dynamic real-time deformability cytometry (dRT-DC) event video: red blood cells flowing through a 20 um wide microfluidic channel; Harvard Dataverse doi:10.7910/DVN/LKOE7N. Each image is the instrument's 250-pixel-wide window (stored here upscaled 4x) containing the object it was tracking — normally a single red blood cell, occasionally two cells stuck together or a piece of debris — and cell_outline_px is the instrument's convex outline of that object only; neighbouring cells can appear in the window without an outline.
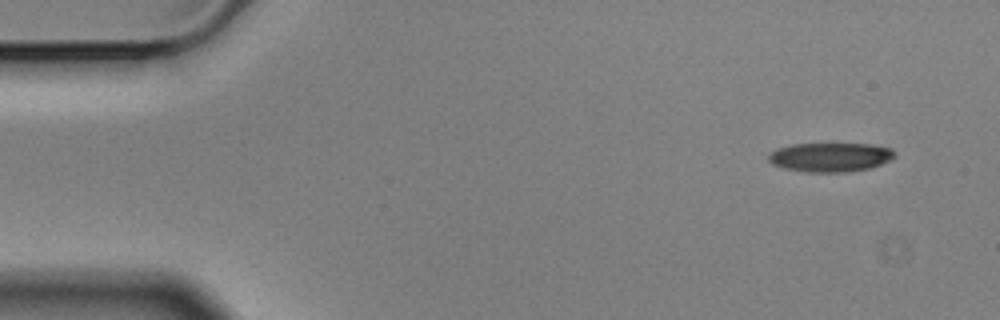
{"species": "Egyptian fruit bat (a non-hibernating species)", "species_latin": "Rousettus aegyptiacus", "temperature_condition": "cold", "stored_images_in_passage": 4, "camera_frame_rate_fps": 3000, "um_per_image_px": 0.085, "animal": {"sex": "male"}, "frame": {"image": 1, "passage_image": 1, "time_ms": 0.0, "image_size_px": [1000, 320], "cell_outline_px": [[896, 156], [880, 164], [868, 168], [848, 172], [804, 172], [784, 168], [772, 164], [768, 160], [768, 156], [772, 152], [780, 148], [792, 144], [872, 144], [892, 148], [896, 152]], "centroid_in_image_um": [70.59, 13.36], "position_along_channel_um": 14.4, "area_um2": 21.33}}
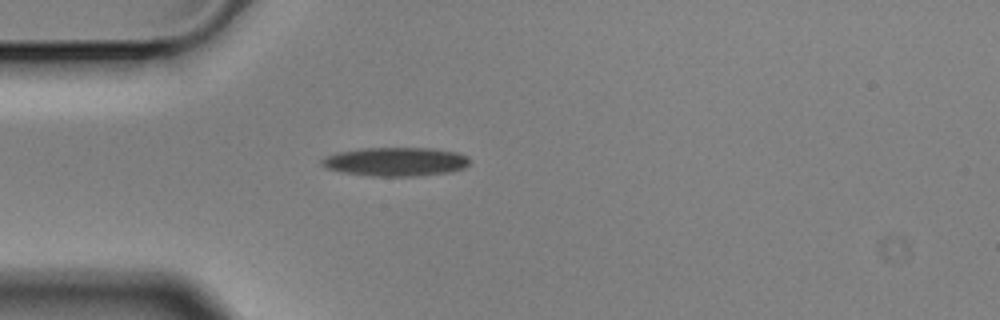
{"frame": {"image": 2, "passage_image": 4, "time_ms": 1.0, "image_size_px": [1000, 320], "cell_outline_px": [[468, 164], [464, 168], [452, 172], [412, 176], [372, 176], [344, 172], [328, 168], [320, 164], [320, 160], [324, 156], [336, 152], [360, 148], [432, 148], [456, 152], [468, 156]], "centroid_in_image_um": [33.61, 13.73], "position_along_channel_um": 51.4, "area_um2": 24.85}}